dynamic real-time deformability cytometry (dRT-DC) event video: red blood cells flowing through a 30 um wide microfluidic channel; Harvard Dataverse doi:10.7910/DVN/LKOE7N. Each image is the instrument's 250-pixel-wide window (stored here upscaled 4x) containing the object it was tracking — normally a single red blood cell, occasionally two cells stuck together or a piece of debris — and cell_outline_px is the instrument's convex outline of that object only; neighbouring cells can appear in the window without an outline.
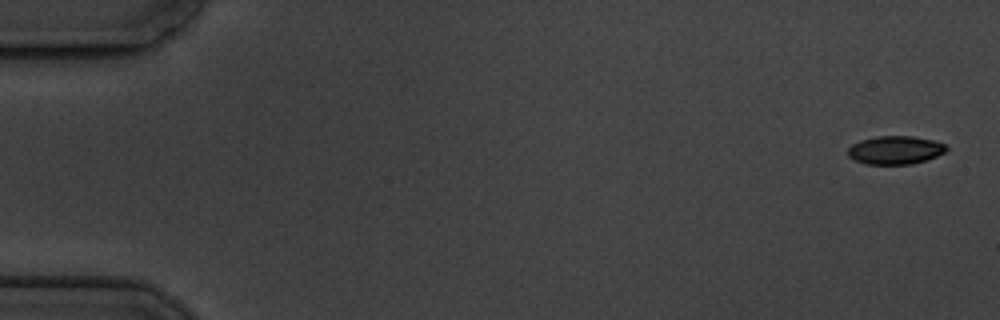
{"species": "common noctule bat (a hibernating species)", "species_latin": "Nyctalus noctula", "temperature_condition": "cold", "stored_images_in_passage": 5, "camera_frame_rate_fps": 3000, "um_per_image_px": 0.085, "animal": {"sex": "male", "body_mass_g": 19.5, "forearm_length_mm": 54.6}, "frame": {"image": 1, "passage_image": 1, "time_ms": 0.0, "image_size_px": [1000, 320], "cell_outline_px": [[948, 148], [944, 152], [928, 160], [912, 164], [864, 164], [852, 160], [848, 156], [848, 148], [852, 144], [860, 140], [876, 136], [912, 136], [936, 140], [944, 144]], "centroid_in_image_um": [76.08, 12.76], "position_along_channel_um": 8.9, "area_um2": 16.47}}